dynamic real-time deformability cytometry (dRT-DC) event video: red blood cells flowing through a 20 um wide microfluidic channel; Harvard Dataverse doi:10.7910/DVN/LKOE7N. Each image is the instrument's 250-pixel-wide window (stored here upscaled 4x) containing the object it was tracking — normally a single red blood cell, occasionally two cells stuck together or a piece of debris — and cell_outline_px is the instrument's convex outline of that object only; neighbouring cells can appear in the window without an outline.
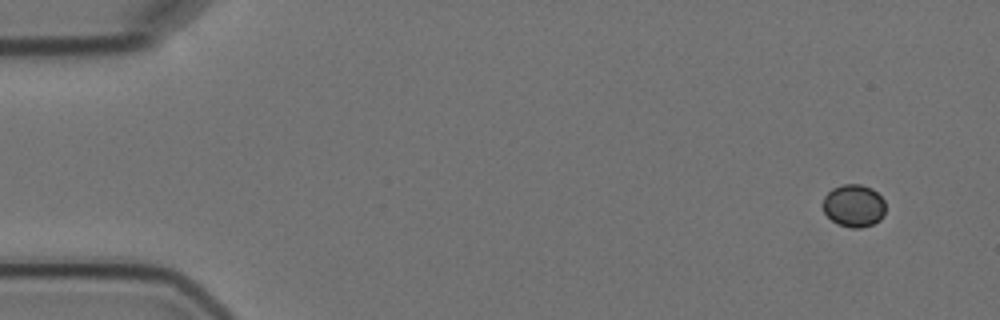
{"species": "Egyptian fruit bat (a non-hibernating species)", "species_latin": "Rousettus aegyptiacus", "temperature_condition": "cold", "stored_images_in_passage": 4, "camera_frame_rate_fps": 3000, "um_per_image_px": 0.085, "animal": {"sex": "female"}, "frame": {"image": 1, "passage_image": 1, "time_ms": 0.0, "image_size_px": [1000, 320], "cell_outline_px": [[884, 216], [880, 220], [872, 224], [860, 228], [852, 228], [840, 224], [832, 220], [824, 212], [820, 204], [824, 196], [832, 188], [844, 184], [860, 184], [872, 188], [884, 200]], "centroid_in_image_um": [72.55, 17.47], "position_along_channel_um": 12.5, "area_um2": 15.61}}
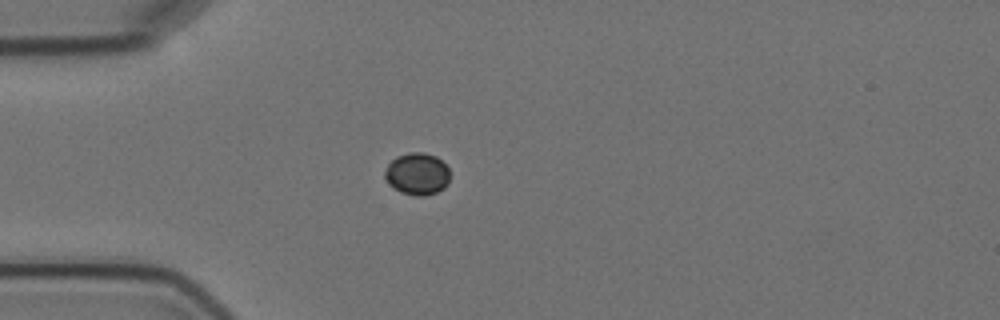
{"frame": {"image": 2, "passage_image": 4, "time_ms": 4.0, "image_size_px": [1000, 320], "cell_outline_px": [[448, 184], [444, 188], [436, 192], [424, 196], [416, 196], [400, 192], [392, 188], [388, 184], [384, 176], [384, 172], [388, 164], [396, 156], [408, 152], [424, 152], [436, 156], [448, 168]], "centroid_in_image_um": [35.43, 14.78], "position_along_channel_um": 49.6, "area_um2": 16.07}}